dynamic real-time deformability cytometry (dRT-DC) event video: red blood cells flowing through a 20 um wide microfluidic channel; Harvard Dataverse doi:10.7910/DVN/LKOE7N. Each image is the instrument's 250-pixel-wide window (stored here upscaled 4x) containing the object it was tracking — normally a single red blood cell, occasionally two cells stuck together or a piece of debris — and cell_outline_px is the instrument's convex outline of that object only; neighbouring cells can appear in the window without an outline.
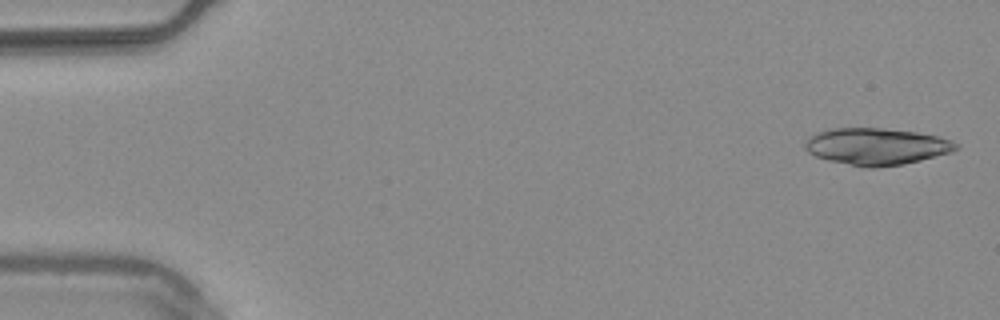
{"species": "common noctule bat (a hibernating species)", "species_latin": "Nyctalus noctula", "temperature_condition": "warm", "stored_images_in_passage": 53, "camera_frame_rate_fps": 3000, "um_per_image_px": 0.085, "animal": {"sex": "male", "body_mass_g": 20.4}, "frame": {"image": 1, "passage_image": 2, "time_ms": 0.333, "image_size_px": [1000, 320], "cell_outline_px": [[960, 148], [952, 152], [904, 164], [876, 168], [868, 168], [828, 160], [816, 156], [808, 152], [804, 148], [804, 140], [808, 136], [816, 132], [828, 128], [884, 128], [916, 132], [936, 136], [952, 140], [960, 144]], "centroid_in_image_um": [74.48, 12.44], "position_along_channel_um": 10.5, "area_um2": 32.71}, "authors_computed_cell_mechanics": {"area_um2": 20.4034, "velocity_mm_per_s": 3.786, "shape_relaxation_time_tau1_ms": 2.4557, "shape_relaxation_time_tau2_ms": null, "deformation_change_tau1": 0.0958, "deformation_change_tau2": null}}